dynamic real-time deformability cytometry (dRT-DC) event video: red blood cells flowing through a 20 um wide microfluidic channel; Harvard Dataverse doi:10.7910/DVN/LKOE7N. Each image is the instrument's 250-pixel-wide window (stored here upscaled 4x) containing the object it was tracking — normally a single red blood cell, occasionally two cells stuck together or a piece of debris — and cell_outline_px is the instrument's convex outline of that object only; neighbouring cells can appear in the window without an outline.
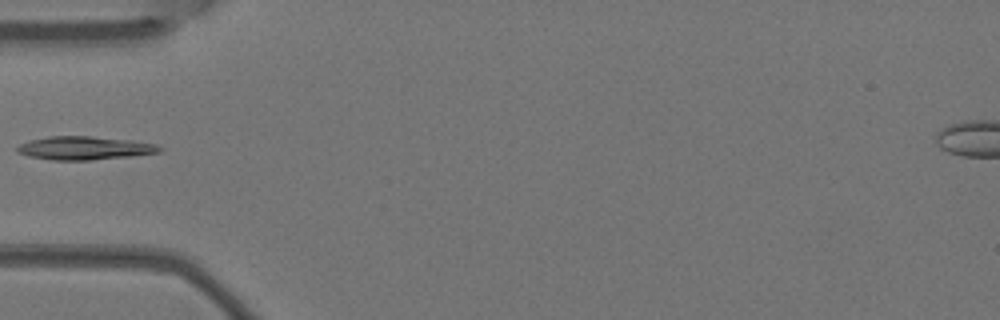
{"species": "Egyptian fruit bat (a non-hibernating species)", "species_latin": "Rousettus aegyptiacus", "temperature_condition": "warm", "stored_images_in_passage": 1, "camera_frame_rate_fps": 3000, "um_per_image_px": 0.085, "animal": {"sex": "female"}, "frame": {"image": 1, "passage_image": 1, "time_ms": 0.0, "image_size_px": [1000, 320], "cell_outline_px": [[164, 148], [160, 152], [132, 156], [92, 160], [52, 160], [28, 156], [16, 152], [16, 148], [20, 144], [28, 140], [48, 136], [92, 136], [132, 140], [160, 144]], "centroid_in_image_um": [7.22, 12.58], "position_along_channel_um": 77.8, "area_um2": 19.71}}